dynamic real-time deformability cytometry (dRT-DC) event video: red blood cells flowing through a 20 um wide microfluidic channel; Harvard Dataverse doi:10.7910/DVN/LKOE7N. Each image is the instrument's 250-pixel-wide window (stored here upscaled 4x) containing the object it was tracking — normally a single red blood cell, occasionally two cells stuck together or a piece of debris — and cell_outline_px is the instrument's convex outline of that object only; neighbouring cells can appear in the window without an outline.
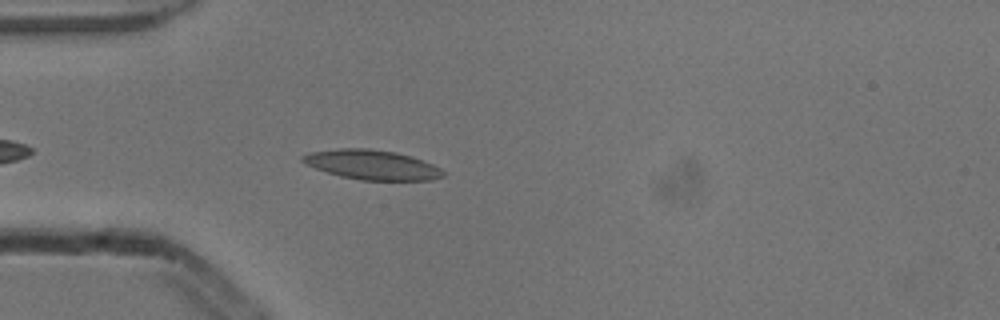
{"species": "common noctule bat (a hibernating species)", "species_latin": "Nyctalus noctula", "temperature_condition": "cold", "stored_images_in_passage": 24, "camera_frame_rate_fps": 3000, "um_per_image_px": 0.085, "animal": {"sex": "male", "body_mass_g": 13.3}, "frame": {"image": 1, "passage_image": 4, "time_ms": 1.0, "image_size_px": [1000, 320], "cell_outline_px": [[444, 176], [432, 180], [360, 180], [340, 176], [316, 168], [300, 160], [300, 156], [308, 152], [340, 148], [368, 148], [396, 152], [432, 164], [440, 168], [444, 172]], "centroid_in_image_um": [31.59, 14.0], "position_along_channel_um": 53.4, "area_um2": 24.1}}
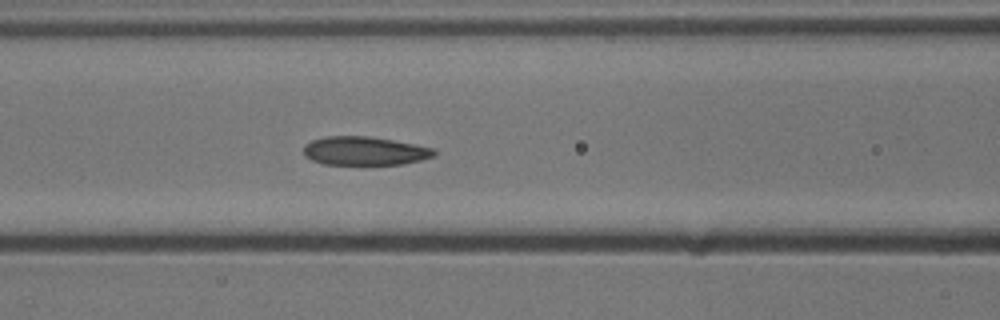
{"frame": {"image": 2, "passage_image": 11, "time_ms": 3.333, "image_size_px": [1000, 320], "cell_outline_px": [[436, 156], [404, 164], [324, 164], [312, 160], [304, 156], [304, 144], [312, 140], [324, 136], [368, 136], [392, 140], [436, 148]], "centroid_in_image_um": [31.0, 12.82], "position_along_channel_um": 135.6, "area_um2": 21.85}}
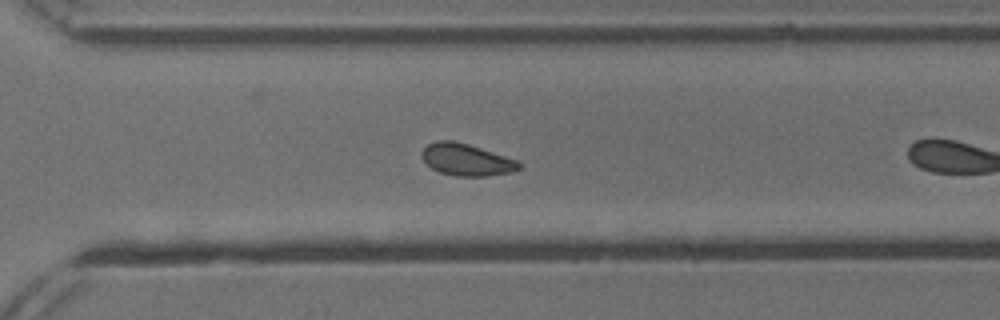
{"frame": {"image": 3, "passage_image": 23, "time_ms": 7.333, "image_size_px": [1000, 320], "cell_outline_px": [[520, 168], [512, 172], [484, 176], [456, 176], [440, 172], [432, 168], [420, 156], [424, 148], [428, 144], [436, 140], [452, 140], [468, 144], [520, 160]], "centroid_in_image_um": [39.66, 13.57], "position_along_channel_um": 330.9, "area_um2": 18.09}}